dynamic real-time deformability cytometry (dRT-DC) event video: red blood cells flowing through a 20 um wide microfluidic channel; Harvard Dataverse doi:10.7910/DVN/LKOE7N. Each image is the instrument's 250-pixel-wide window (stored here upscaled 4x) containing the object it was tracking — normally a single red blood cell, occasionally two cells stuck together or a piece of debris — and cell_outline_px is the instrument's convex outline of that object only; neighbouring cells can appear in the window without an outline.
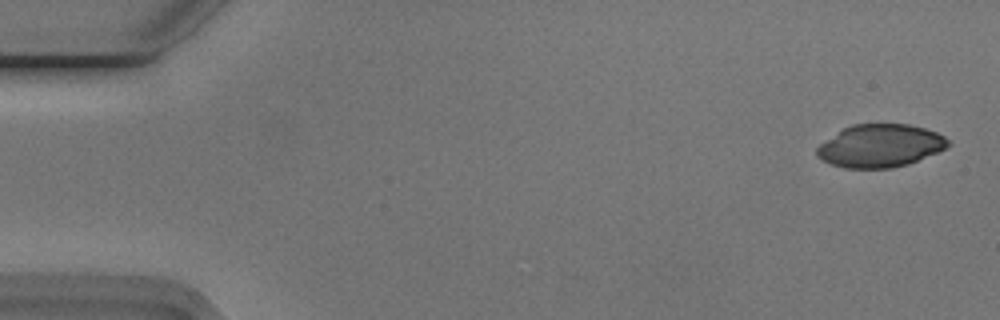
{"species": "Egyptian fruit bat (a non-hibernating species)", "species_latin": "Rousettus aegyptiacus", "temperature_condition": "cold", "stored_images_in_passage": 14, "camera_frame_rate_fps": 3000, "um_per_image_px": 0.085, "animal": {"sex": "male"}, "frame": {"image": 1, "passage_image": 2, "time_ms": 0.333, "image_size_px": [1000, 320], "cell_outline_px": [[952, 144], [936, 152], [908, 164], [892, 168], [844, 168], [832, 164], [816, 156], [816, 148], [820, 144], [844, 128], [852, 124], [908, 124], [924, 128], [936, 132], [944, 136]], "centroid_in_image_um": [74.81, 12.39], "position_along_channel_um": 10.2, "area_um2": 32.48}}